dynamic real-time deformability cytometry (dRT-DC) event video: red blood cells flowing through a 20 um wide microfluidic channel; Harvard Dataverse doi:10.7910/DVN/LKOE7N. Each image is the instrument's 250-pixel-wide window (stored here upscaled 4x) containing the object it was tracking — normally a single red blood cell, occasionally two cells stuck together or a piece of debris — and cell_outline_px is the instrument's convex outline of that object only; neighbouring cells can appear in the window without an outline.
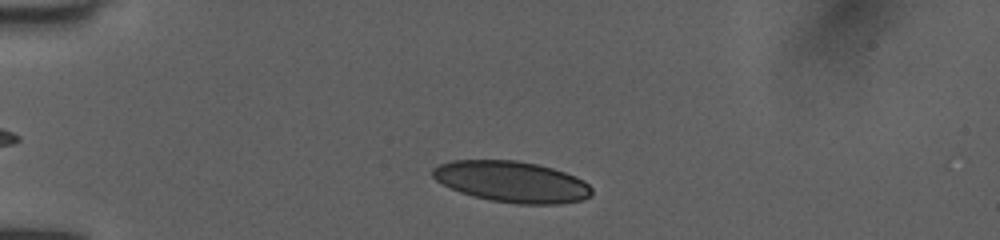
{"species": "human", "species_latin": "Homo sapiens", "temperature_condition": "room temperature", "stored_images_in_passage": 43, "camera_frame_rate_fps": 3000, "um_per_image_px": 0.085, "donor": {"sex": "female"}, "frame": {"image": 1, "passage_image": 5, "time_ms": 1.333, "image_size_px": [1000, 240], "cell_outline_px": [[592, 192], [588, 196], [580, 200], [560, 204], [516, 204], [492, 200], [472, 196], [460, 192], [436, 180], [432, 176], [432, 168], [440, 164], [452, 160], [516, 160], [536, 164], [552, 168], [576, 176], [584, 180], [592, 188]], "centroid_in_image_um": [43.5, 15.44], "position_along_channel_um": 41.5, "area_um2": 37.97}}
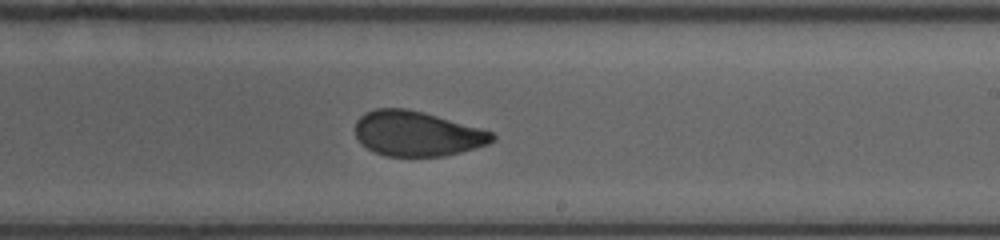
{"frame": {"image": 2, "passage_image": 24, "time_ms": 7.667, "image_size_px": [1000, 240], "cell_outline_px": [[496, 140], [488, 144], [476, 148], [444, 156], [384, 156], [372, 152], [356, 136], [356, 120], [360, 116], [376, 108], [404, 108], [424, 112], [480, 128], [492, 132], [496, 136]], "centroid_in_image_um": [35.47, 11.36], "position_along_channel_um": 253.5, "area_um2": 35.84}}
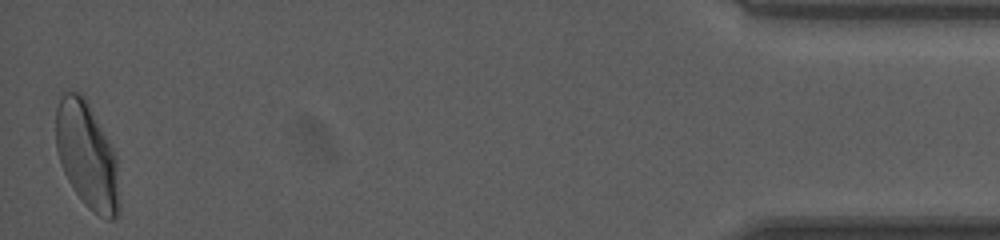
{"frame": {"image": 3, "passage_image": 43, "time_ms": 14.0, "image_size_px": [1000, 240], "cell_outline_px": [[120, 212], [112, 220], [108, 220], [92, 212], [84, 204], [68, 180], [60, 164], [56, 148], [56, 108], [64, 92], [80, 92], [88, 100], [116, 156], [120, 196]], "centroid_in_image_um": [7.41, 13.24], "position_along_channel_um": 427.8, "area_um2": 39.54}, "authors_computed_cell_mechanics": {"area_um2": 36.992, "velocity_mm_per_s": 4.0124, "shape_relaxation_time_tau1_ms": 5.4978, "shape_relaxation_time_tau2_ms": 0.9216, "deformation_change_tau1": 0.146, "deformation_change_tau2": 0.0556}}